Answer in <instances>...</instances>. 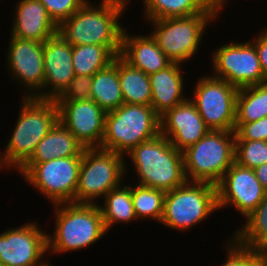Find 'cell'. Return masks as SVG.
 <instances>
[{
  "label": "cell",
  "instance_id": "6da1fadb",
  "mask_svg": "<svg viewBox=\"0 0 267 266\" xmlns=\"http://www.w3.org/2000/svg\"><path fill=\"white\" fill-rule=\"evenodd\" d=\"M129 156V157H128ZM128 157V158H127ZM126 158L128 160H126ZM129 159L131 161H129ZM136 173L138 183L146 187L169 192L183 185L187 179L184 171L183 152L177 150L163 135L143 142L125 156V176L130 170Z\"/></svg>",
  "mask_w": 267,
  "mask_h": 266
},
{
  "label": "cell",
  "instance_id": "7a4b0ae2",
  "mask_svg": "<svg viewBox=\"0 0 267 266\" xmlns=\"http://www.w3.org/2000/svg\"><path fill=\"white\" fill-rule=\"evenodd\" d=\"M54 232L47 233L48 254L78 252L107 236L97 204L61 203L52 205Z\"/></svg>",
  "mask_w": 267,
  "mask_h": 266
},
{
  "label": "cell",
  "instance_id": "3957f363",
  "mask_svg": "<svg viewBox=\"0 0 267 266\" xmlns=\"http://www.w3.org/2000/svg\"><path fill=\"white\" fill-rule=\"evenodd\" d=\"M126 12L100 0H87L82 7L57 26V33L72 46H121L125 29L120 22Z\"/></svg>",
  "mask_w": 267,
  "mask_h": 266
},
{
  "label": "cell",
  "instance_id": "277c9868",
  "mask_svg": "<svg viewBox=\"0 0 267 266\" xmlns=\"http://www.w3.org/2000/svg\"><path fill=\"white\" fill-rule=\"evenodd\" d=\"M17 122L3 148L5 157L16 172L32 155L37 144L59 120L55 100L22 97Z\"/></svg>",
  "mask_w": 267,
  "mask_h": 266
},
{
  "label": "cell",
  "instance_id": "5b68a950",
  "mask_svg": "<svg viewBox=\"0 0 267 266\" xmlns=\"http://www.w3.org/2000/svg\"><path fill=\"white\" fill-rule=\"evenodd\" d=\"M161 134L160 117L151 106L123 104L106 112L104 135L99 148L125 157L138 144Z\"/></svg>",
  "mask_w": 267,
  "mask_h": 266
},
{
  "label": "cell",
  "instance_id": "8992f818",
  "mask_svg": "<svg viewBox=\"0 0 267 266\" xmlns=\"http://www.w3.org/2000/svg\"><path fill=\"white\" fill-rule=\"evenodd\" d=\"M215 211H218L216 185L186 181L183 185L165 193L160 223L185 234L196 225L210 219Z\"/></svg>",
  "mask_w": 267,
  "mask_h": 266
},
{
  "label": "cell",
  "instance_id": "52a82bcc",
  "mask_svg": "<svg viewBox=\"0 0 267 266\" xmlns=\"http://www.w3.org/2000/svg\"><path fill=\"white\" fill-rule=\"evenodd\" d=\"M187 181L216 185L235 162V132L210 130L183 151Z\"/></svg>",
  "mask_w": 267,
  "mask_h": 266
},
{
  "label": "cell",
  "instance_id": "ba28073f",
  "mask_svg": "<svg viewBox=\"0 0 267 266\" xmlns=\"http://www.w3.org/2000/svg\"><path fill=\"white\" fill-rule=\"evenodd\" d=\"M216 19L218 20L213 13H200L188 17L156 19L147 22L151 26L150 34L164 54L172 62L184 66L197 55L202 46L201 42L204 41L206 29L211 23H216Z\"/></svg>",
  "mask_w": 267,
  "mask_h": 266
},
{
  "label": "cell",
  "instance_id": "9c48e42d",
  "mask_svg": "<svg viewBox=\"0 0 267 266\" xmlns=\"http://www.w3.org/2000/svg\"><path fill=\"white\" fill-rule=\"evenodd\" d=\"M124 177L123 155L99 147L85 148L74 203L98 204L100 198L124 182Z\"/></svg>",
  "mask_w": 267,
  "mask_h": 266
},
{
  "label": "cell",
  "instance_id": "30bf717a",
  "mask_svg": "<svg viewBox=\"0 0 267 266\" xmlns=\"http://www.w3.org/2000/svg\"><path fill=\"white\" fill-rule=\"evenodd\" d=\"M82 156L55 158L23 164L17 171L23 181L40 192L52 205L74 203Z\"/></svg>",
  "mask_w": 267,
  "mask_h": 266
},
{
  "label": "cell",
  "instance_id": "8fae6325",
  "mask_svg": "<svg viewBox=\"0 0 267 266\" xmlns=\"http://www.w3.org/2000/svg\"><path fill=\"white\" fill-rule=\"evenodd\" d=\"M195 82L189 98L206 126L210 130L235 131L236 96L239 89L208 72Z\"/></svg>",
  "mask_w": 267,
  "mask_h": 266
},
{
  "label": "cell",
  "instance_id": "7c38bea8",
  "mask_svg": "<svg viewBox=\"0 0 267 266\" xmlns=\"http://www.w3.org/2000/svg\"><path fill=\"white\" fill-rule=\"evenodd\" d=\"M214 49L210 57L212 76L238 89L263 83L258 53L250 40L229 41Z\"/></svg>",
  "mask_w": 267,
  "mask_h": 266
},
{
  "label": "cell",
  "instance_id": "4fadbf2b",
  "mask_svg": "<svg viewBox=\"0 0 267 266\" xmlns=\"http://www.w3.org/2000/svg\"><path fill=\"white\" fill-rule=\"evenodd\" d=\"M39 226V222L29 221L0 233L2 266H49L51 264L47 258L48 232Z\"/></svg>",
  "mask_w": 267,
  "mask_h": 266
},
{
  "label": "cell",
  "instance_id": "5bb4252c",
  "mask_svg": "<svg viewBox=\"0 0 267 266\" xmlns=\"http://www.w3.org/2000/svg\"><path fill=\"white\" fill-rule=\"evenodd\" d=\"M6 65L11 83L23 89L22 97H35L44 86L43 43L9 35Z\"/></svg>",
  "mask_w": 267,
  "mask_h": 266
},
{
  "label": "cell",
  "instance_id": "9a60e30c",
  "mask_svg": "<svg viewBox=\"0 0 267 266\" xmlns=\"http://www.w3.org/2000/svg\"><path fill=\"white\" fill-rule=\"evenodd\" d=\"M266 189L256 178L253 169L234 162L216 184L218 211L234 207L245 219L262 201Z\"/></svg>",
  "mask_w": 267,
  "mask_h": 266
},
{
  "label": "cell",
  "instance_id": "2e32d148",
  "mask_svg": "<svg viewBox=\"0 0 267 266\" xmlns=\"http://www.w3.org/2000/svg\"><path fill=\"white\" fill-rule=\"evenodd\" d=\"M59 121L85 148L100 147L106 112L93 100L56 101Z\"/></svg>",
  "mask_w": 267,
  "mask_h": 266
},
{
  "label": "cell",
  "instance_id": "e0dca14e",
  "mask_svg": "<svg viewBox=\"0 0 267 266\" xmlns=\"http://www.w3.org/2000/svg\"><path fill=\"white\" fill-rule=\"evenodd\" d=\"M44 86L34 97L56 100L75 76L72 45L58 33L43 43Z\"/></svg>",
  "mask_w": 267,
  "mask_h": 266
},
{
  "label": "cell",
  "instance_id": "ac0fdd59",
  "mask_svg": "<svg viewBox=\"0 0 267 266\" xmlns=\"http://www.w3.org/2000/svg\"><path fill=\"white\" fill-rule=\"evenodd\" d=\"M160 122L161 135L181 152L210 131L189 97L162 115Z\"/></svg>",
  "mask_w": 267,
  "mask_h": 266
},
{
  "label": "cell",
  "instance_id": "d6986e66",
  "mask_svg": "<svg viewBox=\"0 0 267 266\" xmlns=\"http://www.w3.org/2000/svg\"><path fill=\"white\" fill-rule=\"evenodd\" d=\"M14 5V13L12 12L14 17L10 18L11 36L44 43L57 34V25L39 0H18Z\"/></svg>",
  "mask_w": 267,
  "mask_h": 266
},
{
  "label": "cell",
  "instance_id": "ffe728a7",
  "mask_svg": "<svg viewBox=\"0 0 267 266\" xmlns=\"http://www.w3.org/2000/svg\"><path fill=\"white\" fill-rule=\"evenodd\" d=\"M127 29L123 31L119 56L130 66L151 75L172 63L150 33L130 34Z\"/></svg>",
  "mask_w": 267,
  "mask_h": 266
},
{
  "label": "cell",
  "instance_id": "44dd1931",
  "mask_svg": "<svg viewBox=\"0 0 267 266\" xmlns=\"http://www.w3.org/2000/svg\"><path fill=\"white\" fill-rule=\"evenodd\" d=\"M182 65L172 62L166 68L149 75L151 107L159 117L187 99L188 95L183 93L186 88L184 83L187 80L184 79V75L187 71H183Z\"/></svg>",
  "mask_w": 267,
  "mask_h": 266
},
{
  "label": "cell",
  "instance_id": "7402d4cb",
  "mask_svg": "<svg viewBox=\"0 0 267 266\" xmlns=\"http://www.w3.org/2000/svg\"><path fill=\"white\" fill-rule=\"evenodd\" d=\"M84 150L83 144L58 120L37 144L31 157L24 164H37L55 158L82 156Z\"/></svg>",
  "mask_w": 267,
  "mask_h": 266
},
{
  "label": "cell",
  "instance_id": "603a6c76",
  "mask_svg": "<svg viewBox=\"0 0 267 266\" xmlns=\"http://www.w3.org/2000/svg\"><path fill=\"white\" fill-rule=\"evenodd\" d=\"M100 208L103 223L107 233L114 225L128 224L138 221L132 203V184L124 182L116 189L110 190L103 202L97 204Z\"/></svg>",
  "mask_w": 267,
  "mask_h": 266
},
{
  "label": "cell",
  "instance_id": "cb8c5ba5",
  "mask_svg": "<svg viewBox=\"0 0 267 266\" xmlns=\"http://www.w3.org/2000/svg\"><path fill=\"white\" fill-rule=\"evenodd\" d=\"M229 237L242 247L256 252H267V191L241 227Z\"/></svg>",
  "mask_w": 267,
  "mask_h": 266
},
{
  "label": "cell",
  "instance_id": "d4e9b609",
  "mask_svg": "<svg viewBox=\"0 0 267 266\" xmlns=\"http://www.w3.org/2000/svg\"><path fill=\"white\" fill-rule=\"evenodd\" d=\"M90 99L105 112L115 110L124 104L118 76V56L108 67L93 75Z\"/></svg>",
  "mask_w": 267,
  "mask_h": 266
},
{
  "label": "cell",
  "instance_id": "484cf974",
  "mask_svg": "<svg viewBox=\"0 0 267 266\" xmlns=\"http://www.w3.org/2000/svg\"><path fill=\"white\" fill-rule=\"evenodd\" d=\"M121 46L94 44L72 46V63L75 75L93 76L108 67L120 54Z\"/></svg>",
  "mask_w": 267,
  "mask_h": 266
},
{
  "label": "cell",
  "instance_id": "4316f807",
  "mask_svg": "<svg viewBox=\"0 0 267 266\" xmlns=\"http://www.w3.org/2000/svg\"><path fill=\"white\" fill-rule=\"evenodd\" d=\"M118 76L124 104L151 106L149 75L130 66L118 55Z\"/></svg>",
  "mask_w": 267,
  "mask_h": 266
},
{
  "label": "cell",
  "instance_id": "83f0119b",
  "mask_svg": "<svg viewBox=\"0 0 267 266\" xmlns=\"http://www.w3.org/2000/svg\"><path fill=\"white\" fill-rule=\"evenodd\" d=\"M143 20L188 17L200 13H212L207 0H143Z\"/></svg>",
  "mask_w": 267,
  "mask_h": 266
},
{
  "label": "cell",
  "instance_id": "f1b7e54d",
  "mask_svg": "<svg viewBox=\"0 0 267 266\" xmlns=\"http://www.w3.org/2000/svg\"><path fill=\"white\" fill-rule=\"evenodd\" d=\"M267 116V84L240 88L236 96L235 123H250Z\"/></svg>",
  "mask_w": 267,
  "mask_h": 266
},
{
  "label": "cell",
  "instance_id": "f546056e",
  "mask_svg": "<svg viewBox=\"0 0 267 266\" xmlns=\"http://www.w3.org/2000/svg\"><path fill=\"white\" fill-rule=\"evenodd\" d=\"M132 203L137 219L159 222L163 216L165 192L133 183Z\"/></svg>",
  "mask_w": 267,
  "mask_h": 266
},
{
  "label": "cell",
  "instance_id": "4dcf8cb0",
  "mask_svg": "<svg viewBox=\"0 0 267 266\" xmlns=\"http://www.w3.org/2000/svg\"><path fill=\"white\" fill-rule=\"evenodd\" d=\"M235 162L250 169L267 163V141L235 140Z\"/></svg>",
  "mask_w": 267,
  "mask_h": 266
},
{
  "label": "cell",
  "instance_id": "1f68e13d",
  "mask_svg": "<svg viewBox=\"0 0 267 266\" xmlns=\"http://www.w3.org/2000/svg\"><path fill=\"white\" fill-rule=\"evenodd\" d=\"M223 245L225 248V261L221 266H259V252L238 245L231 237H228Z\"/></svg>",
  "mask_w": 267,
  "mask_h": 266
},
{
  "label": "cell",
  "instance_id": "d6a6232c",
  "mask_svg": "<svg viewBox=\"0 0 267 266\" xmlns=\"http://www.w3.org/2000/svg\"><path fill=\"white\" fill-rule=\"evenodd\" d=\"M46 8L49 17L58 26L62 21L68 19L87 0H39Z\"/></svg>",
  "mask_w": 267,
  "mask_h": 266
},
{
  "label": "cell",
  "instance_id": "836d02e7",
  "mask_svg": "<svg viewBox=\"0 0 267 266\" xmlns=\"http://www.w3.org/2000/svg\"><path fill=\"white\" fill-rule=\"evenodd\" d=\"M93 76L75 75L68 87L55 101H78L91 98Z\"/></svg>",
  "mask_w": 267,
  "mask_h": 266
},
{
  "label": "cell",
  "instance_id": "e575fe53",
  "mask_svg": "<svg viewBox=\"0 0 267 266\" xmlns=\"http://www.w3.org/2000/svg\"><path fill=\"white\" fill-rule=\"evenodd\" d=\"M235 140L267 141V116L250 123H235Z\"/></svg>",
  "mask_w": 267,
  "mask_h": 266
},
{
  "label": "cell",
  "instance_id": "d590c367",
  "mask_svg": "<svg viewBox=\"0 0 267 266\" xmlns=\"http://www.w3.org/2000/svg\"><path fill=\"white\" fill-rule=\"evenodd\" d=\"M254 38L252 39V36L250 41L254 44L259 61L262 68V74H263V83L267 84V26L263 27V29H259L258 33L256 32Z\"/></svg>",
  "mask_w": 267,
  "mask_h": 266
},
{
  "label": "cell",
  "instance_id": "8d00e7d4",
  "mask_svg": "<svg viewBox=\"0 0 267 266\" xmlns=\"http://www.w3.org/2000/svg\"><path fill=\"white\" fill-rule=\"evenodd\" d=\"M229 0H207L209 10L218 18L221 17L222 11L225 10Z\"/></svg>",
  "mask_w": 267,
  "mask_h": 266
},
{
  "label": "cell",
  "instance_id": "74e56055",
  "mask_svg": "<svg viewBox=\"0 0 267 266\" xmlns=\"http://www.w3.org/2000/svg\"><path fill=\"white\" fill-rule=\"evenodd\" d=\"M253 170L255 172L256 178L267 191V163L262 164Z\"/></svg>",
  "mask_w": 267,
  "mask_h": 266
},
{
  "label": "cell",
  "instance_id": "f35d334b",
  "mask_svg": "<svg viewBox=\"0 0 267 266\" xmlns=\"http://www.w3.org/2000/svg\"><path fill=\"white\" fill-rule=\"evenodd\" d=\"M101 1H103L109 5H114V6L120 7L125 11H128V8H127L128 5L130 3L132 4V0H101ZM141 2H143V0Z\"/></svg>",
  "mask_w": 267,
  "mask_h": 266
},
{
  "label": "cell",
  "instance_id": "ab89813d",
  "mask_svg": "<svg viewBox=\"0 0 267 266\" xmlns=\"http://www.w3.org/2000/svg\"><path fill=\"white\" fill-rule=\"evenodd\" d=\"M3 169H4V171L7 169L8 172L11 171V170L12 171L14 170V169H12L10 164L8 163V161H7L6 157H5V153L4 152L1 153V150H0V171L3 170Z\"/></svg>",
  "mask_w": 267,
  "mask_h": 266
},
{
  "label": "cell",
  "instance_id": "60d3db41",
  "mask_svg": "<svg viewBox=\"0 0 267 266\" xmlns=\"http://www.w3.org/2000/svg\"><path fill=\"white\" fill-rule=\"evenodd\" d=\"M259 266H267V252H259Z\"/></svg>",
  "mask_w": 267,
  "mask_h": 266
}]
</instances>
